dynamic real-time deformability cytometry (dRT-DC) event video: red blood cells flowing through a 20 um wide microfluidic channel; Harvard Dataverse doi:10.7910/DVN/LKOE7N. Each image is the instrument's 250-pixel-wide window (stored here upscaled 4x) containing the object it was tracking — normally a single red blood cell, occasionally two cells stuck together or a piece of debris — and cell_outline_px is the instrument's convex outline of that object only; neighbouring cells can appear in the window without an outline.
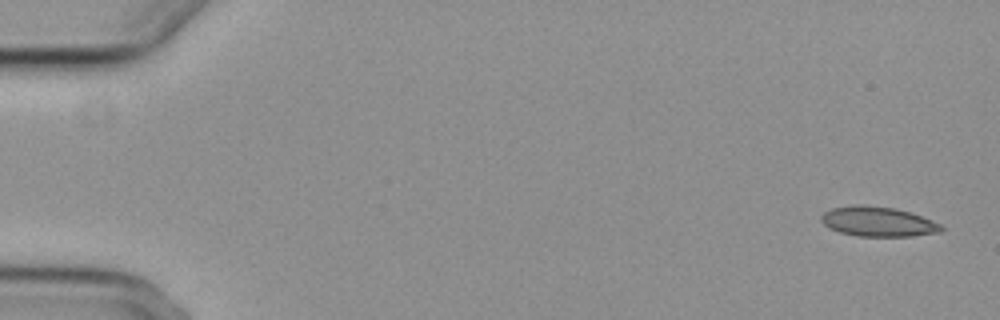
{"species": "common noctule bat (a hibernating species)", "species_latin": "Nyctalus noctula", "temperature_condition": "cold", "stored_images_in_passage": 3, "camera_frame_rate_fps": 3000, "um_per_image_px": 0.085, "animal": {"sex": "female", "body_mass_g": 29.2, "forearm_length_mm": 56.3}, "frame": {"image": 1, "passage_image": 1, "time_ms": 0.0, "image_size_px": [1000, 320], "cell_outline_px": [[944, 228], [940, 232], [912, 236], [856, 236], [840, 232], [824, 224], [820, 220], [820, 216], [824, 212], [832, 208], [856, 204], [864, 204], [896, 208], [912, 212], [932, 220], [940, 224]], "centroid_in_image_um": [74.64, 18.82], "position_along_channel_um": 10.4, "area_um2": 20.98}}